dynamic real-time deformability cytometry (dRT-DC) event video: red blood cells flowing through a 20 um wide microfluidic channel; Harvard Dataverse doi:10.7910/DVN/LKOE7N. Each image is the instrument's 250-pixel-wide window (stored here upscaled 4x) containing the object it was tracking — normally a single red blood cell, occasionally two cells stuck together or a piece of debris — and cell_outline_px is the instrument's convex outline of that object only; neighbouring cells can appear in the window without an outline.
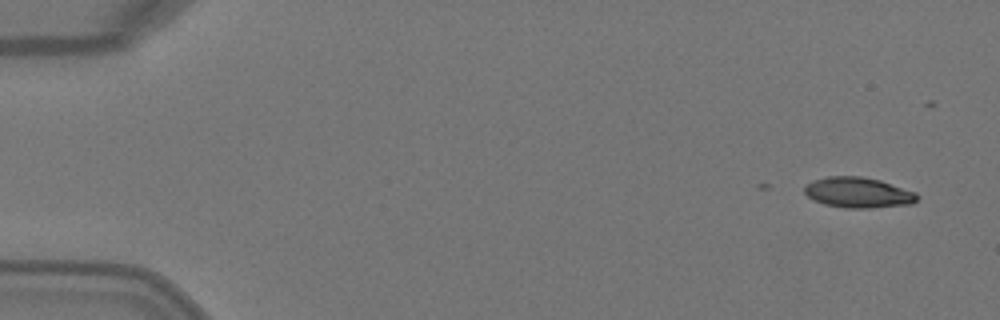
{"species": "Egyptian fruit bat (a non-hibernating species)", "species_latin": "Rousettus aegyptiacus", "temperature_condition": "warm", "stored_images_in_passage": 5, "camera_frame_rate_fps": 3000, "um_per_image_px": 0.085, "animal": {"sex": "female"}, "frame": {"image": 1, "passage_image": 2, "time_ms": 0.333, "image_size_px": [1000, 320], "cell_outline_px": [[920, 196], [912, 204], [872, 208], [844, 208], [824, 204], [812, 200], [804, 192], [804, 188], [812, 180], [828, 176], [860, 176], [880, 180], [916, 192]], "centroid_in_image_um": [72.95, 16.37], "position_along_channel_um": 12.1, "area_um2": 20.17}}
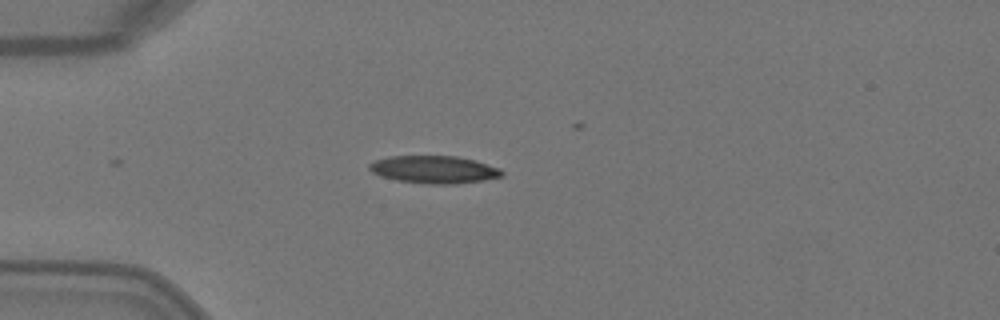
{"frame": {"image": 2, "passage_image": 5, "time_ms": 1.333, "image_size_px": [1000, 320], "cell_outline_px": [[504, 176], [484, 180], [456, 184], [428, 184], [396, 180], [380, 176], [372, 172], [368, 168], [368, 164], [376, 160], [388, 156], [456, 156], [476, 160], [500, 168], [504, 172]], "centroid_in_image_um": [36.91, 14.41], "position_along_channel_um": 48.1, "area_um2": 21.5}}